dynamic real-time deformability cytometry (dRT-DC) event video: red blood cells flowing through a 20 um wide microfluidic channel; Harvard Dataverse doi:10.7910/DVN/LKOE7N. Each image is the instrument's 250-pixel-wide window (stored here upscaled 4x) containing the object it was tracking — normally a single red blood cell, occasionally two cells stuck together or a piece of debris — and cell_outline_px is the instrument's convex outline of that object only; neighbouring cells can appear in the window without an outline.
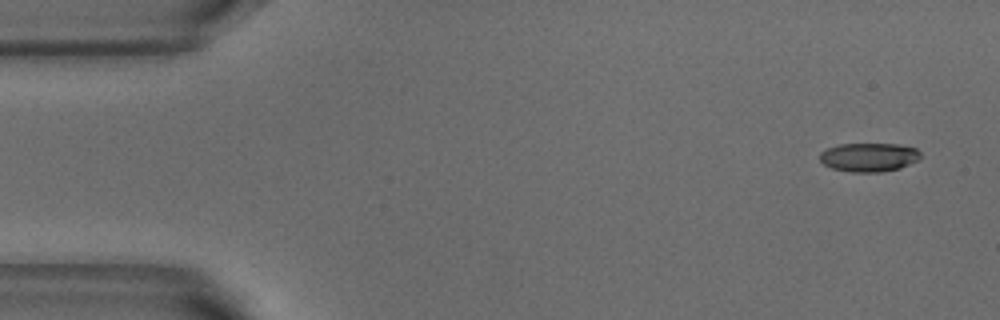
{"species": "common noctule bat (a hibernating species)", "species_latin": "Nyctalus noctula", "temperature_condition": "warm", "stored_images_in_passage": 6, "camera_frame_rate_fps": 3000, "um_per_image_px": 0.085, "animal": {"sex": "male", "body_mass_g": 18.8}, "frame": {"image": 1, "passage_image": 6, "time_ms": 1.667, "image_size_px": [1000, 320], "cell_outline_px": [[920, 160], [900, 168], [880, 172], [852, 172], [832, 168], [824, 164], [820, 160], [820, 152], [828, 148], [840, 144], [900, 144], [916, 148], [920, 152]], "centroid_in_image_um": [73.89, 13.36], "position_along_channel_um": 11.1, "area_um2": 16.94}}